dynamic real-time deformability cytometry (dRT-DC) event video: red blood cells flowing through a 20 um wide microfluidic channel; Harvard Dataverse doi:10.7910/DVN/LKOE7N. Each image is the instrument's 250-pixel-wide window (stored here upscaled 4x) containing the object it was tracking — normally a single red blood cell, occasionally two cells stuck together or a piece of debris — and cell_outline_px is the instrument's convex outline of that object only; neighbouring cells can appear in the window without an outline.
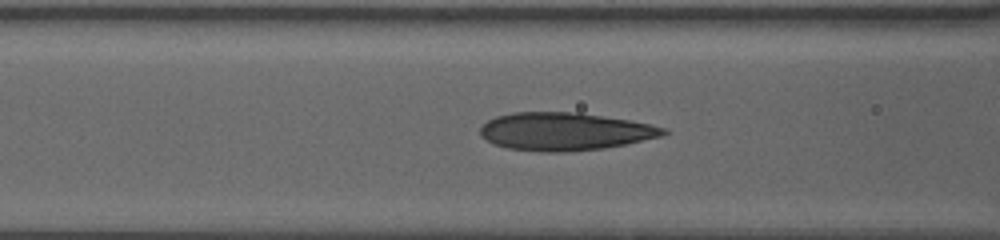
{"species": "human", "species_latin": "Homo sapiens", "temperature_condition": "warm", "stored_images_in_passage": 34, "camera_frame_rate_fps": 3000, "um_per_image_px": 0.085, "donor": {"sex": "female"}, "frame": {"image": 1, "passage_image": 11, "time_ms": 3.333, "image_size_px": [1000, 240], "cell_outline_px": [[668, 132], [660, 136], [624, 144], [604, 148], [564, 152], [540, 152], [508, 148], [492, 144], [480, 136], [480, 128], [488, 120], [496, 116], [512, 112], [576, 112], [628, 120], [648, 124], [664, 128]], "centroid_in_image_um": [47.92, 11.18], "position_along_channel_um": 118.7, "area_um2": 40.17}}
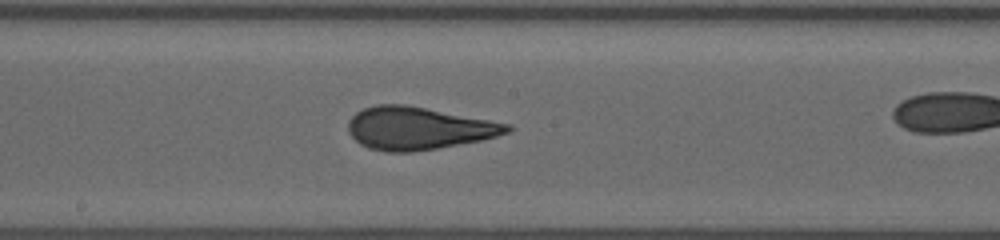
{"frame": {"image": 2, "passage_image": 19, "time_ms": 6.0, "image_size_px": [1000, 240], "cell_outline_px": [[512, 128], [508, 132], [496, 136], [480, 140], [436, 148], [412, 152], [384, 152], [368, 148], [360, 144], [348, 132], [348, 120], [356, 112], [364, 108], [376, 104], [404, 104], [512, 124]], "centroid_in_image_um": [35.52, 10.9], "position_along_channel_um": 212.7, "area_um2": 39.36}}
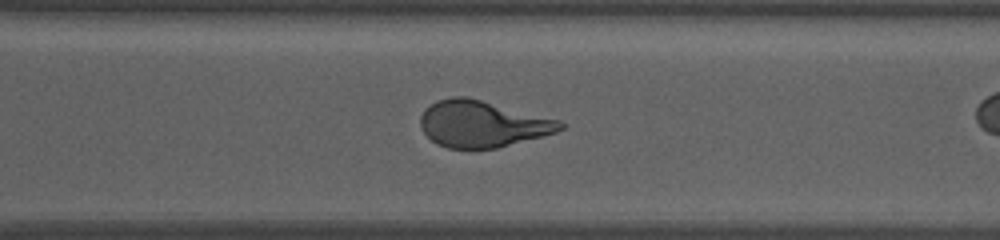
{"frame": {"image": 3, "passage_image": 29, "time_ms": 9.333, "image_size_px": [1000, 240], "cell_outline_px": [[568, 124], [564, 128], [556, 132], [544, 136], [496, 148], [448, 148], [436, 144], [420, 128], [420, 116], [424, 108], [436, 100], [452, 96], [468, 96], [560, 120]], "centroid_in_image_um": [41.0, 10.52], "position_along_channel_um": 329.6, "area_um2": 38.21}}